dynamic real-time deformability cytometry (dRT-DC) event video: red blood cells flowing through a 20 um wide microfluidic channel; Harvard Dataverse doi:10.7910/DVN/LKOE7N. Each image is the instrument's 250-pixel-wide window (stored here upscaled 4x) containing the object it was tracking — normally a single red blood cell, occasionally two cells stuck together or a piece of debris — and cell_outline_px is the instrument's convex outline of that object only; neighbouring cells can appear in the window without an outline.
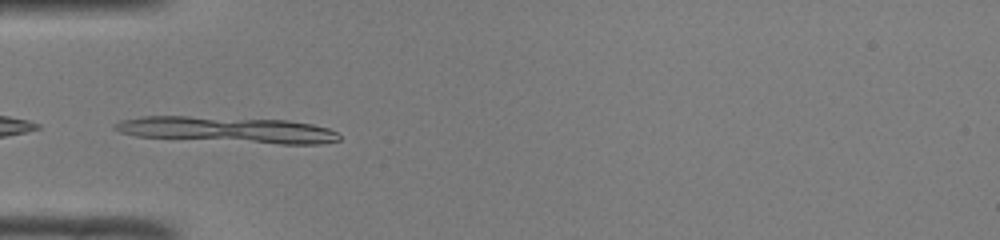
{"species": "common noctule bat (a hibernating species)", "species_latin": "Nyctalus noctula", "temperature_condition": "room temperature", "stored_images_in_passage": 38, "camera_frame_rate_fps": 3000, "um_per_image_px": 0.085, "animal": {"sex": "male", "body_mass_g": 19.0, "forearm_length_mm": 50.8}, "frame": {"image": 1, "passage_image": 6, "time_ms": 1.667, "image_size_px": [1000, 240], "cell_outline_px": [[340, 140], [320, 144], [280, 144], [136, 136], [120, 132], [112, 128], [112, 124], [120, 120], [144, 116], [188, 116], [288, 120], [312, 124], [328, 128], [336, 132], [340, 136]], "centroid_in_image_um": [19.32, 11.02], "position_along_channel_um": 65.7, "area_um2": 34.04}, "authors_computed_cell_mechanics": {"area_um2": 14.45, "velocity_mm_per_s": 4.1267, "shape_relaxation_time_tau1_ms": 4.0841, "shape_relaxation_time_tau2_ms": 6.4262, "deformation_change_tau1": 0.1178, "deformation_change_tau2": 0.1551}}